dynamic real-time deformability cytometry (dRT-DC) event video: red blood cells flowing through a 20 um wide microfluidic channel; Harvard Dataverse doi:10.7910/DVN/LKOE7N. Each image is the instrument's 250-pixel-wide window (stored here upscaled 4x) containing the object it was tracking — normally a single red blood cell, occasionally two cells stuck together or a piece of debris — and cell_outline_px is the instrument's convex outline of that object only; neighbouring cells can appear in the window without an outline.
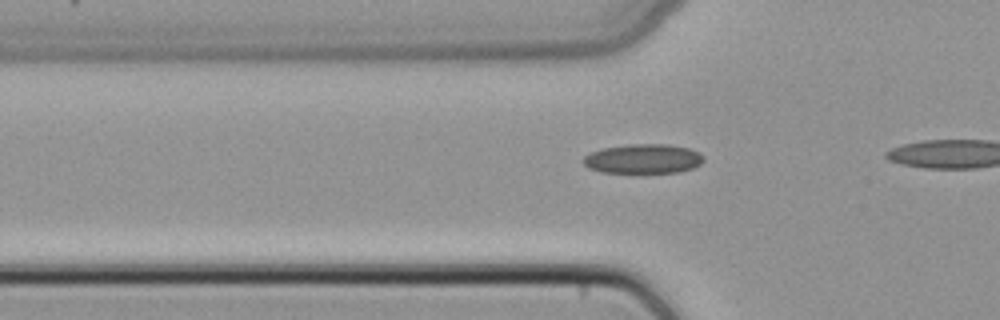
{"species": "common noctule bat (a hibernating species)", "species_latin": "Nyctalus noctula", "temperature_condition": "cold", "stored_images_in_passage": 18, "camera_frame_rate_fps": 3000, "um_per_image_px": 0.085, "animal": {"sex": "female", "body_mass_g": 22.7, "forearm_length_mm": 54.2}, "frame": {"image": 1, "passage_image": 13, "time_ms": 4.0, "image_size_px": [1000, 320], "cell_outline_px": [[704, 160], [700, 164], [692, 168], [676, 172], [600, 172], [588, 168], [580, 160], [588, 152], [604, 148], [628, 144], [668, 144], [688, 148], [700, 152], [704, 156]], "centroid_in_image_um": [54.64, 13.48], "position_along_channel_um": 71.2, "area_um2": 20.75}}